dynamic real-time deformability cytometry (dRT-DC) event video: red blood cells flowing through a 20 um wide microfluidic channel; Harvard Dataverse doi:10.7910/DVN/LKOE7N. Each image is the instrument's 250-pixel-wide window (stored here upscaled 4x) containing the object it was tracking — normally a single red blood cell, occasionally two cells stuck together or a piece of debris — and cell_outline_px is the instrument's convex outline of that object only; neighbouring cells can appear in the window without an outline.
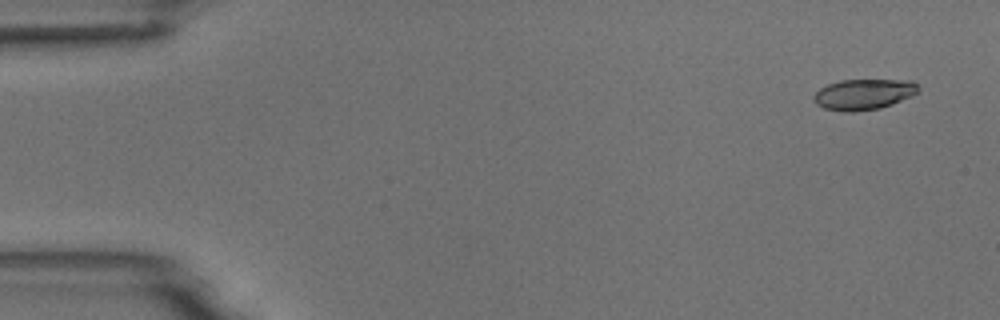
{"species": "common noctule bat (a hibernating species)", "species_latin": "Nyctalus noctula", "temperature_condition": "room temperature", "stored_images_in_passage": 5, "camera_frame_rate_fps": 3000, "um_per_image_px": 0.085, "animal": {"sex": "male", "body_mass_g": 18.8}, "frame": {"image": 1, "passage_image": 1, "time_ms": 0.0, "image_size_px": [1000, 320], "cell_outline_px": [[920, 88], [912, 96], [892, 104], [880, 108], [852, 112], [844, 112], [824, 108], [816, 104], [812, 96], [820, 88], [828, 84], [840, 80], [912, 80]], "centroid_in_image_um": [73.4, 8.02], "position_along_channel_um": 11.6, "area_um2": 18.73}}
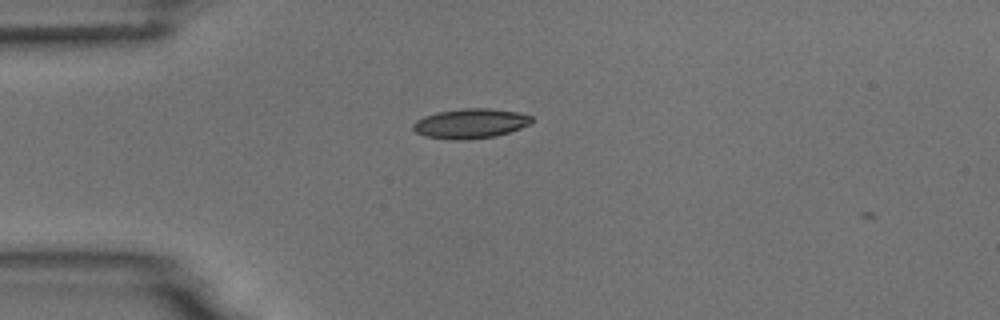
{"frame": {"image": 2, "passage_image": 4, "time_ms": 3.667, "image_size_px": [1000, 320], "cell_outline_px": [[532, 120], [528, 124], [520, 128], [496, 136], [468, 140], [452, 140], [424, 136], [416, 132], [412, 128], [412, 124], [416, 120], [424, 116], [436, 112], [464, 108], [488, 108], [520, 112], [532, 116]], "centroid_in_image_um": [39.96, 10.5], "position_along_channel_um": 45.0, "area_um2": 20.69}}